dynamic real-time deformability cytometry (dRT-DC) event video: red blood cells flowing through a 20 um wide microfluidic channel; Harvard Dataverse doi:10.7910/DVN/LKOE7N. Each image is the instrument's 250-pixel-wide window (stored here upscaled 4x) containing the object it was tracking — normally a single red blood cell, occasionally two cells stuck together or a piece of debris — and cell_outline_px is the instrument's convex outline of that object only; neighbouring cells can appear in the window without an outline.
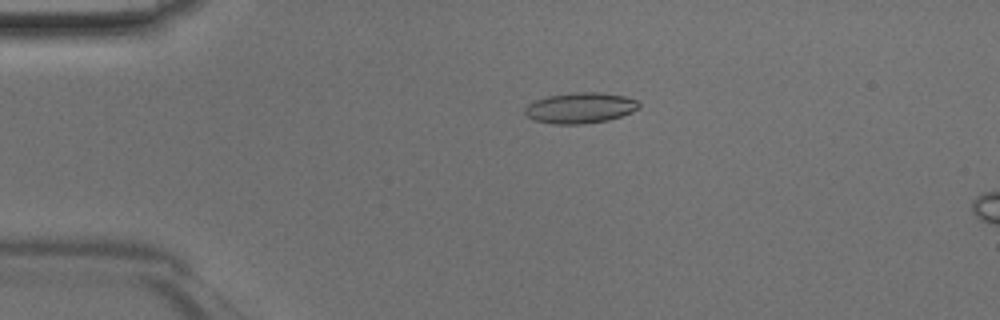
{"species": "Egyptian fruit bat (a non-hibernating species)", "species_latin": "Rousettus aegyptiacus", "temperature_condition": "room temperature", "stored_images_in_passage": 10, "camera_frame_rate_fps": 3000, "um_per_image_px": 0.085, "animal": {"sex": "male"}, "frame": {"image": 1, "passage_image": 5, "time_ms": 1.333, "image_size_px": [1000, 320], "cell_outline_px": [[640, 108], [632, 112], [608, 120], [584, 124], [552, 124], [536, 120], [528, 116], [524, 112], [524, 108], [528, 104], [536, 100], [548, 96], [576, 92], [600, 92], [624, 96], [636, 100], [640, 104]], "centroid_in_image_um": [49.33, 9.17], "position_along_channel_um": 35.7, "area_um2": 20.35}}